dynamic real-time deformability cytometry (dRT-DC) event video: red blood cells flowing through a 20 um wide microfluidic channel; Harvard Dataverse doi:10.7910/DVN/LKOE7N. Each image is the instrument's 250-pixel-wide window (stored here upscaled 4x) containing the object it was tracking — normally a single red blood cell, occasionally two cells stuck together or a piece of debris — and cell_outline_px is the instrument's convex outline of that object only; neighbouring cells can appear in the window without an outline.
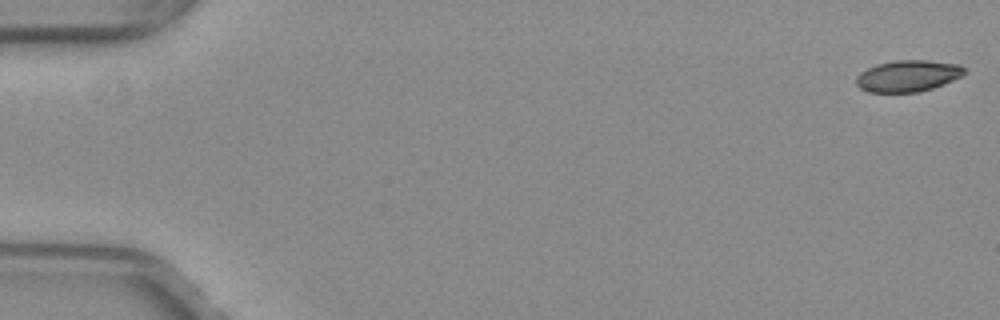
{"species": "common noctule bat (a hibernating species)", "species_latin": "Nyctalus noctula", "temperature_condition": "warm", "stored_images_in_passage": 35, "camera_frame_rate_fps": 3000, "um_per_image_px": 0.085, "animal": {"sex": "female", "body_mass_g": 29.2, "forearm_length_mm": 56.3}, "frame": {"image": 1, "passage_image": 1, "time_ms": 0.0, "image_size_px": [1000, 320], "cell_outline_px": [[968, 72], [964, 76], [944, 84], [932, 88], [916, 92], [868, 92], [860, 88], [856, 84], [856, 76], [860, 72], [876, 64], [896, 60], [928, 60], [960, 64]], "centroid_in_image_um": [77.2, 6.44], "position_along_channel_um": 7.8, "area_um2": 20.06}}
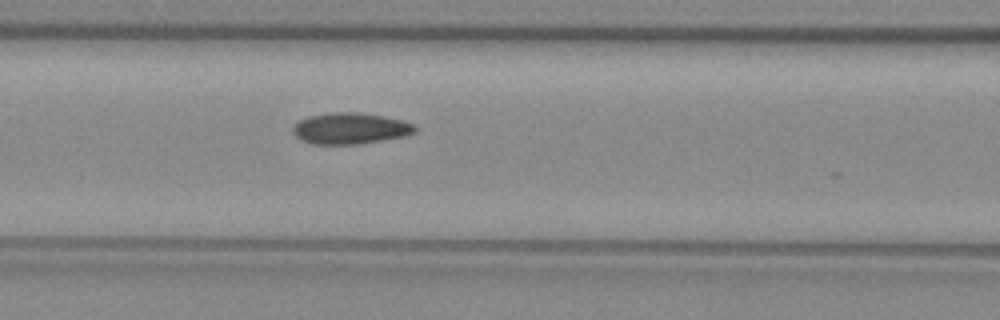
{"frame": {"image": 2, "passage_image": 23, "time_ms": 7.333, "image_size_px": [1000, 320], "cell_outline_px": [[416, 132], [404, 136], [384, 140], [360, 144], [312, 144], [300, 140], [292, 132], [292, 128], [300, 120], [308, 116], [328, 112], [356, 112], [384, 116], [404, 120], [416, 124]], "centroid_in_image_um": [29.79, 10.91], "position_along_channel_um": 136.8, "area_um2": 22.48}}
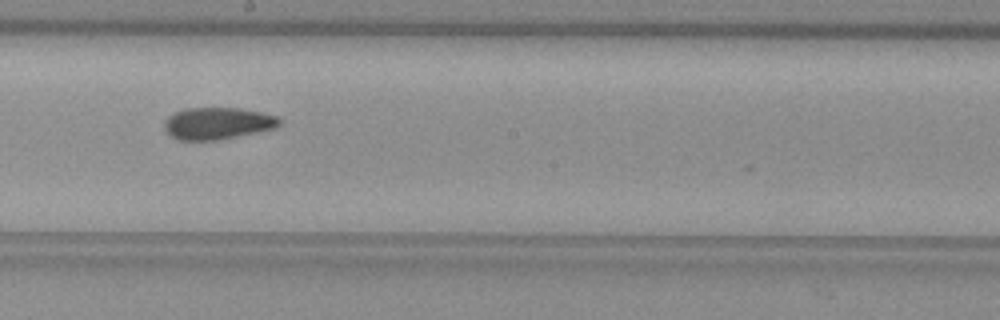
{"frame": {"image": 3, "passage_image": 30, "time_ms": 9.667, "image_size_px": [1000, 320], "cell_outline_px": [[280, 124], [276, 128], [216, 140], [180, 140], [172, 136], [164, 128], [164, 120], [168, 116], [184, 108], [240, 108], [260, 112], [276, 116], [280, 120]], "centroid_in_image_um": [18.47, 10.47], "position_along_channel_um": 229.7, "area_um2": 21.21}}